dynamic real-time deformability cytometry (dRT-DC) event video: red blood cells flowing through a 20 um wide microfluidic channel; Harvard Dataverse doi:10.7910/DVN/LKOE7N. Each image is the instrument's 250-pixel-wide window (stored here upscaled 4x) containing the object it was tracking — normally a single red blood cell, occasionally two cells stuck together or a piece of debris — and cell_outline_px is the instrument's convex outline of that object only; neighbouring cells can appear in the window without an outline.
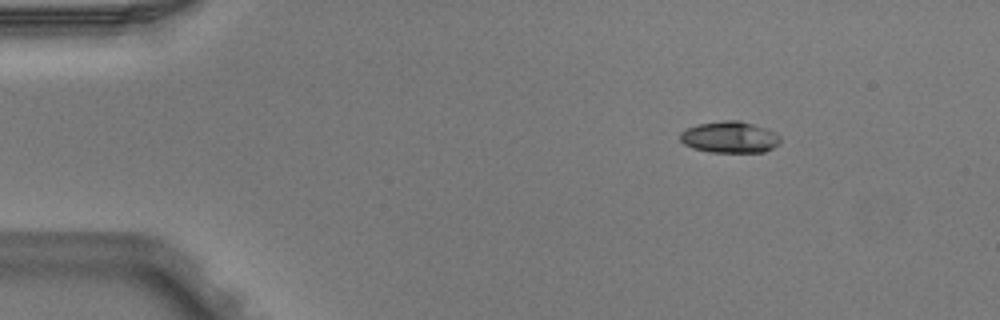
{"species": "Egyptian fruit bat (a non-hibernating species)", "species_latin": "Rousettus aegyptiacus", "temperature_condition": "warm", "stored_images_in_passage": 3, "camera_frame_rate_fps": 3000, "um_per_image_px": 0.085, "animal": {"sex": "male"}, "frame": {"image": 1, "passage_image": 1, "time_ms": 0.0, "image_size_px": [1000, 320], "cell_outline_px": [[780, 140], [772, 148], [764, 152], [708, 152], [692, 148], [684, 144], [680, 140], [680, 132], [696, 124], [724, 120], [740, 120], [768, 128], [776, 132], [780, 136]], "centroid_in_image_um": [62.02, 11.65], "position_along_channel_um": 23.0, "area_um2": 18.55}}